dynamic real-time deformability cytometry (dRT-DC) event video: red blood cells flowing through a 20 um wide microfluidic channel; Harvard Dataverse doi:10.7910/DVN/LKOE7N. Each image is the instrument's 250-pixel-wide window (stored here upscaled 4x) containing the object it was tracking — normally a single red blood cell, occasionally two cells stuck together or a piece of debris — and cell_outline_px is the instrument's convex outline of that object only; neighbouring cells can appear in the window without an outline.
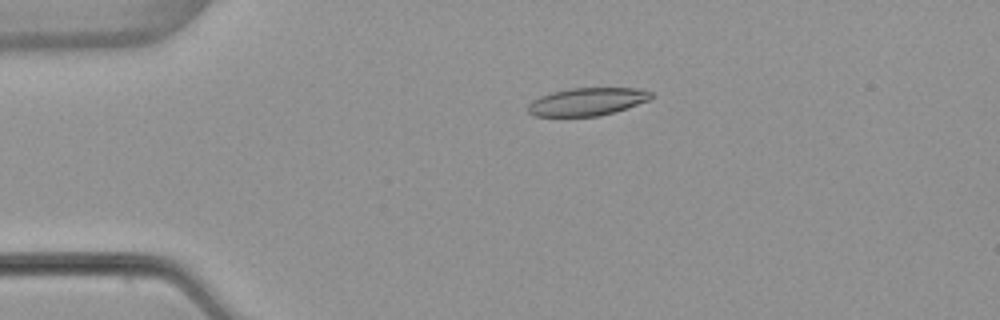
{"species": "common noctule bat (a hibernating species)", "species_latin": "Nyctalus noctula", "temperature_condition": "warm", "stored_images_in_passage": 54, "camera_frame_rate_fps": 3000, "um_per_image_px": 0.085, "animal": {"sex": "female", "body_mass_g": 22.7, "forearm_length_mm": 54.2}, "frame": {"image": 1, "passage_image": 12, "time_ms": 3.667, "image_size_px": [1000, 320], "cell_outline_px": [[652, 96], [648, 100], [616, 112], [600, 116], [536, 116], [528, 112], [528, 104], [532, 100], [540, 96], [552, 92], [568, 88], [636, 88], [652, 92]], "centroid_in_image_um": [49.89, 8.64], "position_along_channel_um": 35.1, "area_um2": 19.94}}
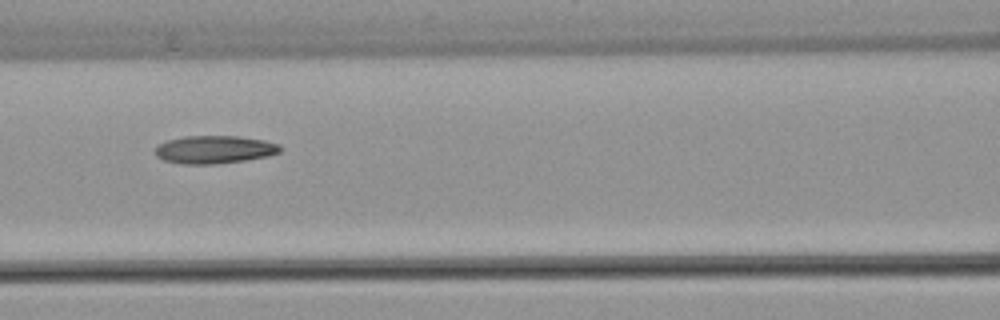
{"frame": {"image": 2, "passage_image": 24, "time_ms": 7.667, "image_size_px": [1000, 320], "cell_outline_px": [[280, 152], [268, 156], [244, 160], [216, 164], [180, 164], [164, 160], [156, 156], [156, 148], [160, 144], [168, 140], [184, 136], [240, 136], [264, 140], [280, 144]], "centroid_in_image_um": [18.24, 12.71], "position_along_channel_um": 148.4, "area_um2": 20.29}}
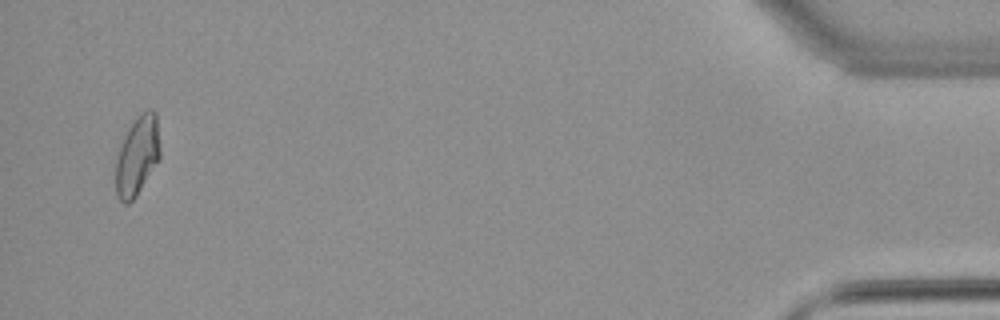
{"frame": {"image": 3, "passage_image": 52, "time_ms": 17.0, "image_size_px": [1000, 320], "cell_outline_px": [[160, 156], [136, 196], [128, 204], [124, 204], [116, 196], [116, 160], [124, 136], [128, 128], [140, 112], [148, 108], [152, 108], [156, 112], [160, 148]], "centroid_in_image_um": [11.67, 13.2], "position_along_channel_um": 423.5, "area_um2": 20.35}, "authors_computed_cell_mechanics": {"area_um2": 20.3167, "velocity_mm_per_s": 3.8618, "shape_relaxation_time_tau1_ms": null, "shape_relaxation_time_tau2_ms": 5.4078, "deformation_change_tau1": null, "deformation_change_tau2": 0.1474}}